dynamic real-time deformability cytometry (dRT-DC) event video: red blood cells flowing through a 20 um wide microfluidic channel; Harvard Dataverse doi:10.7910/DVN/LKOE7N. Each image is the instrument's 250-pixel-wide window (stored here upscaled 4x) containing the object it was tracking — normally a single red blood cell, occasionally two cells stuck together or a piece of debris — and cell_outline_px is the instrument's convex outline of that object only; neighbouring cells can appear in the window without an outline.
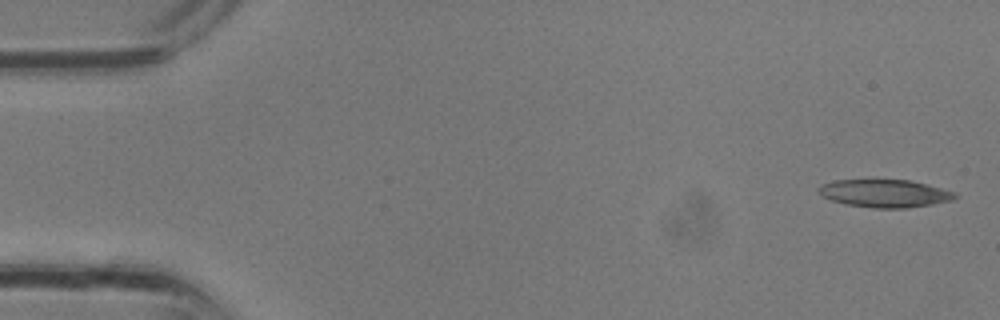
{"species": "common noctule bat (a hibernating species)", "species_latin": "Nyctalus noctula", "temperature_condition": "room temperature", "stored_images_in_passage": 9, "camera_frame_rate_fps": 3000, "um_per_image_px": 0.085, "animal": {"sex": "male", "body_mass_g": 13.3}, "frame": {"image": 1, "passage_image": 1, "time_ms": 0.0, "image_size_px": [1000, 320], "cell_outline_px": [[956, 196], [952, 200], [932, 204], [904, 208], [872, 208], [844, 204], [832, 200], [824, 196], [816, 188], [820, 184], [836, 180], [908, 180], [956, 192]], "centroid_in_image_um": [75.17, 16.44], "position_along_channel_um": 9.8, "area_um2": 21.85}}